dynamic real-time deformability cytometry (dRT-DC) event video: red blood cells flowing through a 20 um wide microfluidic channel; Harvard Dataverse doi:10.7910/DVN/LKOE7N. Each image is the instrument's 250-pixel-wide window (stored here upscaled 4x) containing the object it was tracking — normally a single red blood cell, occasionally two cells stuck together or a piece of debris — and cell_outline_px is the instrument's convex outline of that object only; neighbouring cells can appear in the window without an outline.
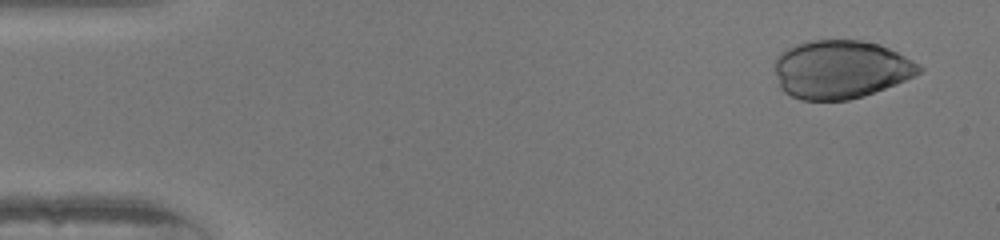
{"species": "human", "species_latin": "Homo sapiens", "temperature_condition": "warm", "stored_images_in_passage": 39, "camera_frame_rate_fps": 3000, "um_per_image_px": 0.085, "donor": {"sex": "female"}, "frame": {"image": 1, "passage_image": 1, "time_ms": 0.0, "image_size_px": [1000, 240], "cell_outline_px": [[924, 68], [920, 72], [896, 84], [864, 96], [848, 100], [800, 100], [784, 92], [780, 88], [776, 72], [776, 56], [780, 52], [796, 44], [812, 40], [860, 40], [880, 44], [920, 64]], "centroid_in_image_um": [71.45, 5.9], "position_along_channel_um": 13.5, "area_um2": 48.96}}
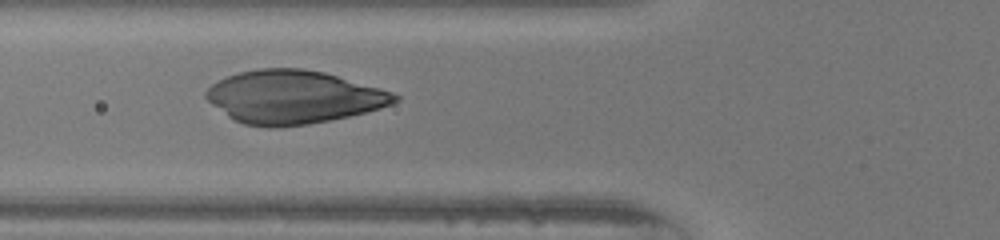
{"frame": {"image": 2, "passage_image": 17, "time_ms": 5.333, "image_size_px": [1000, 240], "cell_outline_px": [[400, 100], [392, 104], [380, 108], [332, 120], [308, 124], [280, 128], [268, 128], [244, 124], [228, 116], [212, 104], [204, 96], [204, 92], [212, 84], [228, 76], [240, 72], [260, 68], [300, 68], [324, 72], [380, 88], [392, 92], [400, 96]], "centroid_in_image_um": [24.94, 8.26], "position_along_channel_um": 100.9, "area_um2": 58.32}}
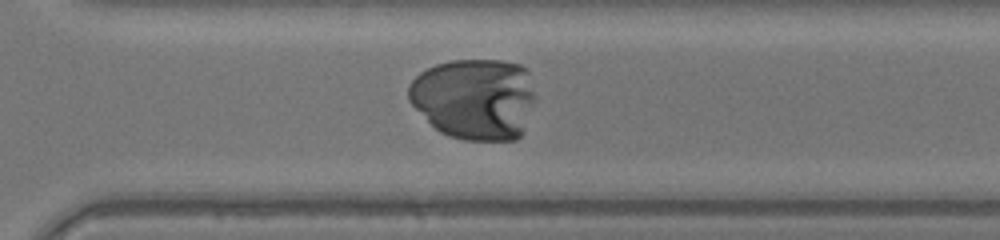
{"frame": {"image": 3, "passage_image": 34, "time_ms": 11.0, "image_size_px": [1000, 240], "cell_outline_px": [[536, 100], [520, 136], [516, 140], [464, 140], [448, 136], [440, 132], [408, 100], [408, 84], [420, 72], [436, 64], [452, 60], [500, 60], [520, 64], [528, 72], [536, 96]], "centroid_in_image_um": [40.36, 8.38], "position_along_channel_um": 330.2, "area_um2": 60.4}}